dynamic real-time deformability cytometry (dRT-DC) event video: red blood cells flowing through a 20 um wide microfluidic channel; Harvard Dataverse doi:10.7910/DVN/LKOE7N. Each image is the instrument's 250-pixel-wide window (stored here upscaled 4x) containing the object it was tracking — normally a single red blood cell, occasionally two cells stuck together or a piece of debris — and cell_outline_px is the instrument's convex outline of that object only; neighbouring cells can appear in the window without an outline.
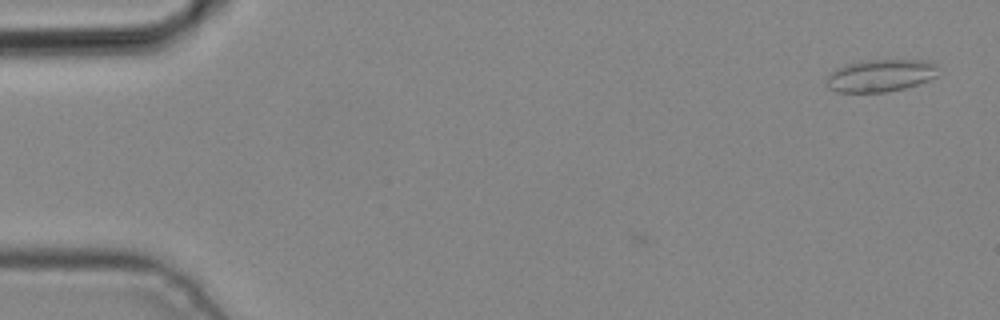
{"species": "common noctule bat (a hibernating species)", "species_latin": "Nyctalus noctula", "temperature_condition": "cold", "stored_images_in_passage": 2, "camera_frame_rate_fps": 3000, "um_per_image_px": 0.085, "animal": {"sex": "male", "body_mass_g": 19.2, "forearm_length_mm": 51.8}, "frame": {"image": 1, "passage_image": 2, "time_ms": 0.333, "image_size_px": [1000, 320], "cell_outline_px": [[936, 76], [928, 80], [904, 88], [884, 92], [836, 92], [828, 88], [824, 80], [836, 68], [844, 64], [860, 60], [932, 60], [936, 64]], "centroid_in_image_um": [74.79, 6.41], "position_along_channel_um": 10.2, "area_um2": 21.21}}